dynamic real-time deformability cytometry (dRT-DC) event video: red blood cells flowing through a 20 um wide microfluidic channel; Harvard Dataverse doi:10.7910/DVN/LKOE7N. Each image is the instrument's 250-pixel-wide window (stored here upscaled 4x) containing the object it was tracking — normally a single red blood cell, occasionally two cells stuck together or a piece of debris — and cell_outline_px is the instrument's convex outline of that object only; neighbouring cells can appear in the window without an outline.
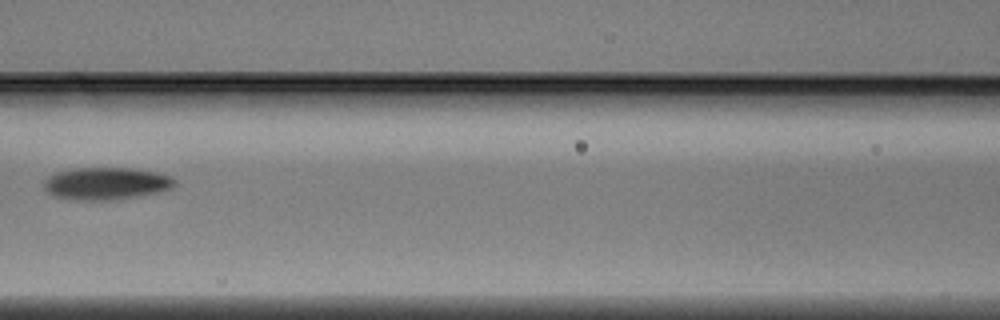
{"species": "Egyptian fruit bat (a non-hibernating species)", "species_latin": "Rousettus aegyptiacus", "temperature_condition": "warm", "stored_images_in_passage": 5, "camera_frame_rate_fps": 3000, "um_per_image_px": 0.085, "animal": {"sex": "male"}, "frame": {"image": 1, "passage_image": 5, "time_ms": 1.333, "image_size_px": [1000, 320], "cell_outline_px": [[176, 184], [172, 188], [160, 192], [112, 200], [72, 200], [52, 196], [44, 192], [44, 180], [48, 176], [56, 172], [76, 168], [132, 168], [152, 172], [168, 176], [176, 180]], "centroid_in_image_um": [8.96, 15.61], "position_along_channel_um": 157.6, "area_um2": 24.74}}